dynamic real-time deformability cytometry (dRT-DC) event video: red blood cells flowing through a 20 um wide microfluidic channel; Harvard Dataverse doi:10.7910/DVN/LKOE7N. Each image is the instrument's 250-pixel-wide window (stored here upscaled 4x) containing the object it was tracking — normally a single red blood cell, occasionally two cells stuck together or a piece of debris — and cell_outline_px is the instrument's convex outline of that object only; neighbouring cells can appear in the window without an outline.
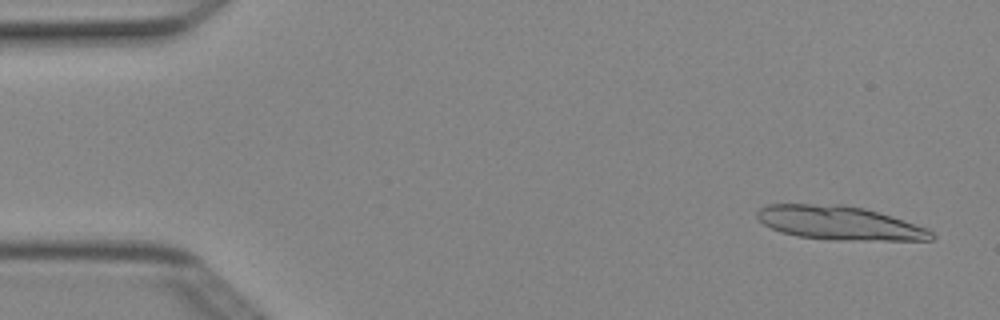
{"species": "Egyptian fruit bat (a non-hibernating species)", "species_latin": "Rousettus aegyptiacus", "temperature_condition": "cold", "stored_images_in_passage": 5, "camera_frame_rate_fps": 3000, "um_per_image_px": 0.085, "animal": {"sex": "female"}, "frame": {"image": 1, "passage_image": 1, "time_ms": 0.0, "image_size_px": [1000, 320], "cell_outline_px": [[936, 236], [932, 240], [832, 240], [796, 236], [780, 232], [764, 224], [756, 216], [756, 212], [760, 208], [768, 204], [840, 204], [864, 208], [928, 228]], "centroid_in_image_um": [71.33, 18.96], "position_along_channel_um": 13.7, "area_um2": 34.28}}